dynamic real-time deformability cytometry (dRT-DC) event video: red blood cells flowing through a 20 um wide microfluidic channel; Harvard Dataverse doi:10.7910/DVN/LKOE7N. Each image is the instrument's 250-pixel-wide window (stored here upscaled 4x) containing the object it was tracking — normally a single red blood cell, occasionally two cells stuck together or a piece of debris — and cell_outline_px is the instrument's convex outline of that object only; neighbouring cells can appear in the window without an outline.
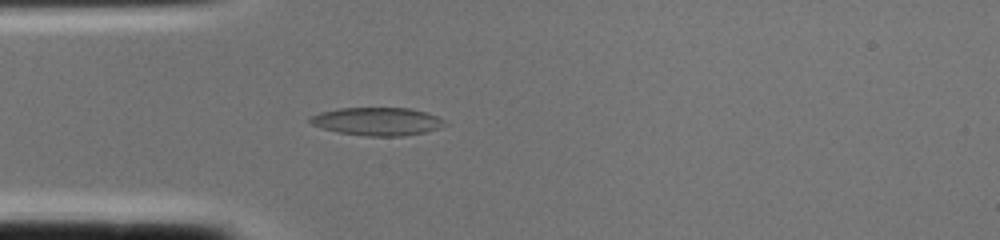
{"species": "common noctule bat (a hibernating species)", "species_latin": "Nyctalus noctula", "temperature_condition": "cold", "stored_images_in_passage": 3, "camera_frame_rate_fps": 3000, "um_per_image_px": 0.085, "animal": {"sex": "female", "body_mass_g": 22.0, "forearm_length_mm": 56.7}, "frame": {"image": 1, "passage_image": 3, "time_ms": 0.667, "image_size_px": [1000, 240], "cell_outline_px": [[448, 124], [440, 128], [424, 132], [404, 136], [364, 136], [340, 132], [324, 128], [312, 124], [308, 120], [312, 116], [320, 112], [340, 108], [412, 108], [436, 116], [444, 120]], "centroid_in_image_um": [32.1, 10.32], "position_along_channel_um": 52.9, "area_um2": 21.85}}